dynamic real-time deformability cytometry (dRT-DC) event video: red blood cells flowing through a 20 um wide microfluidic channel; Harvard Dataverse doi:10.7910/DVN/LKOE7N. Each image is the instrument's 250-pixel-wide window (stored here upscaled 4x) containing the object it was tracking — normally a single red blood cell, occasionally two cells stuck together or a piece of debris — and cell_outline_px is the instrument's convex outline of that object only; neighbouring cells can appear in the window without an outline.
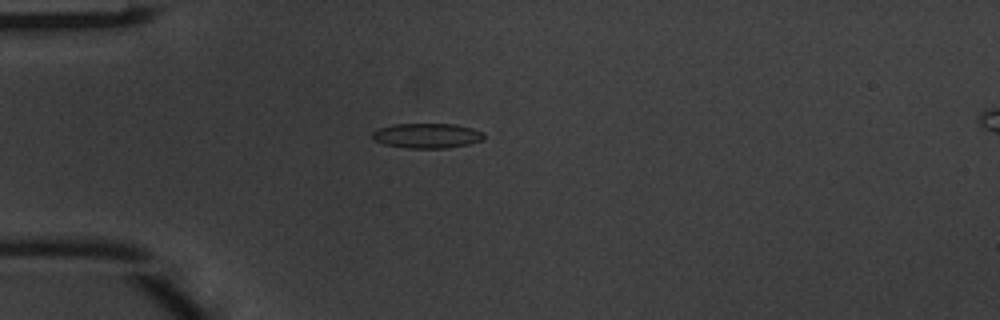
{"species": "common noctule bat (a hibernating species)", "species_latin": "Nyctalus noctula", "temperature_condition": "warm", "stored_images_in_passage": 48, "camera_frame_rate_fps": 3000, "um_per_image_px": 0.085, "animal": {"sex": "male", "body_mass_g": 20.1, "forearm_length_mm": 53.5}, "frame": {"image": 1, "passage_image": 13, "time_ms": 4.0, "image_size_px": [1000, 320], "cell_outline_px": [[484, 140], [468, 144], [448, 148], [408, 148], [384, 144], [372, 140], [372, 132], [380, 128], [396, 124], [452, 124], [472, 128], [484, 132]], "centroid_in_image_um": [36.31, 11.54], "position_along_channel_um": 48.7, "area_um2": 16.18}}
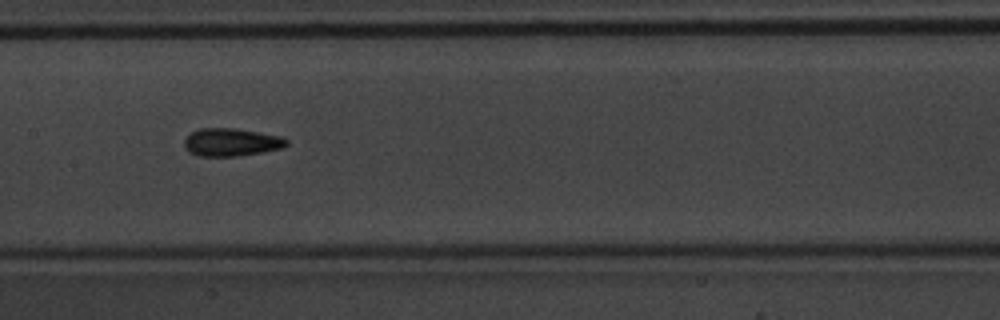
{"frame": {"image": 2, "passage_image": 24, "time_ms": 7.667, "image_size_px": [1000, 320], "cell_outline_px": [[288, 144], [284, 148], [236, 156], [200, 156], [188, 152], [184, 148], [184, 140], [192, 132], [200, 128], [236, 128], [260, 132], [280, 136], [288, 140]], "centroid_in_image_um": [19.66, 12.08], "position_along_channel_um": 187.7, "area_um2": 16.65}}
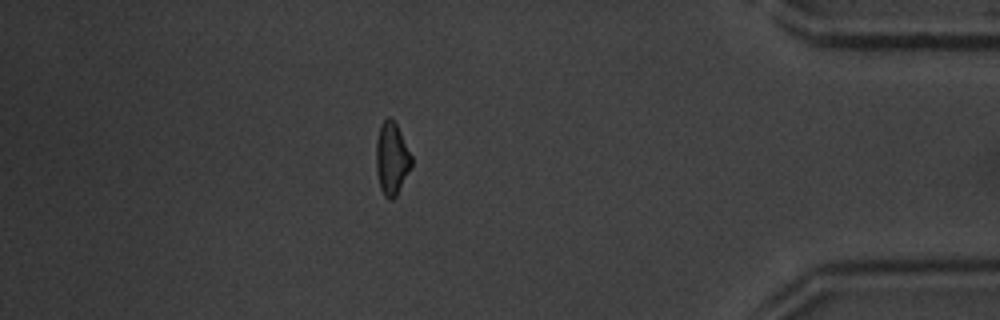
{"frame": {"image": 3, "passage_image": 42, "time_ms": 13.667, "image_size_px": [1000, 320], "cell_outline_px": [[412, 168], [396, 196], [392, 200], [388, 200], [384, 196], [380, 188], [376, 172], [376, 140], [380, 124], [388, 116], [392, 116], [412, 156]], "centroid_in_image_um": [33.3, 13.49], "position_along_channel_um": 401.9, "area_um2": 15.26}, "authors_computed_cell_mechanics": {"area_um2": 15.3748, "velocity_mm_per_s": 4.1945, "shape_relaxation_time_tau1_ms": 4.7101, "shape_relaxation_time_tau2_ms": 2.7359, "deformation_change_tau1": 0.139, "deformation_change_tau2": 0.112}}